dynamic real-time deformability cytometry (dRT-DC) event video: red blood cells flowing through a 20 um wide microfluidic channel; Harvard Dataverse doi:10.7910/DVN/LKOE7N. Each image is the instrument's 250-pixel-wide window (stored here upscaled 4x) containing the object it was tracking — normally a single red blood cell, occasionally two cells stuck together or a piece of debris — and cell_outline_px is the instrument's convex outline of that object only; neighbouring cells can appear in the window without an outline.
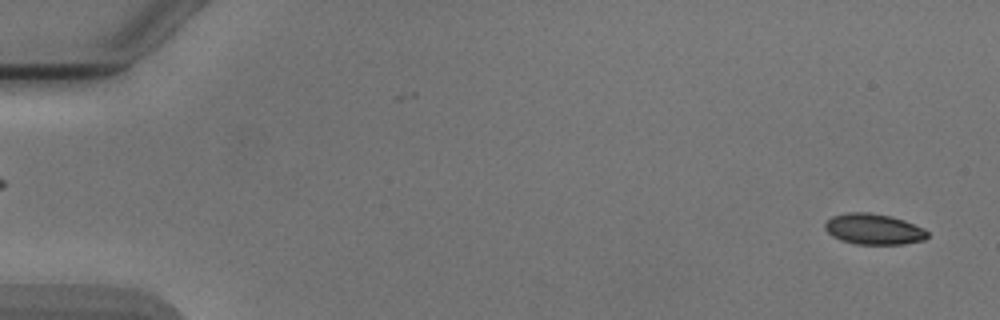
{"species": "Egyptian fruit bat (a non-hibernating species)", "species_latin": "Rousettus aegyptiacus", "temperature_condition": "cold", "stored_images_in_passage": 17, "camera_frame_rate_fps": 3000, "um_per_image_px": 0.085, "animal": {"sex": "male"}, "frame": {"image": 1, "passage_image": 2, "time_ms": 0.333, "image_size_px": [1000, 320], "cell_outline_px": [[928, 236], [924, 240], [904, 244], [856, 244], [840, 240], [832, 236], [824, 228], [824, 224], [832, 216], [848, 212], [868, 212], [892, 216], [904, 220], [924, 228], [928, 232]], "centroid_in_image_um": [74.26, 19.47], "position_along_channel_um": 10.7, "area_um2": 18.5}}
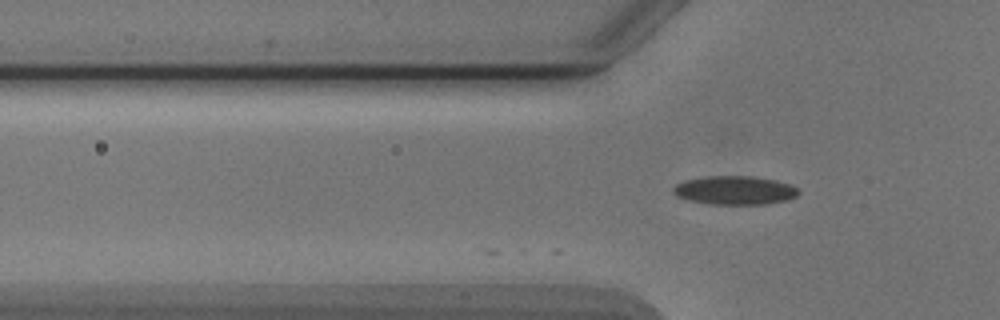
{"frame": {"image": 2, "passage_image": 17, "time_ms": 5.333, "image_size_px": [1000, 320], "cell_outline_px": [[800, 192], [796, 196], [784, 200], [768, 204], [708, 204], [688, 200], [676, 196], [672, 192], [672, 188], [676, 184], [684, 180], [704, 176], [752, 176], [776, 180], [788, 184], [796, 188]], "centroid_in_image_um": [62.4, 16.17], "position_along_channel_um": 63.4, "area_um2": 20.98}}